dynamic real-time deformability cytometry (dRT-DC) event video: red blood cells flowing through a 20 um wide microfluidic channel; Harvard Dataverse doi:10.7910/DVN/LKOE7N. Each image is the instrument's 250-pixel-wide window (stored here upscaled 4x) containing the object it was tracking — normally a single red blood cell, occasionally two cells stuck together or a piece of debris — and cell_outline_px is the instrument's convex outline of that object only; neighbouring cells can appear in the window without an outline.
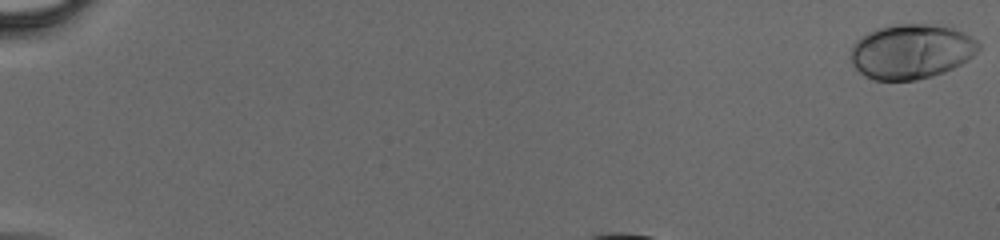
{"species": "human", "species_latin": "Homo sapiens", "temperature_condition": "cold", "stored_images_in_passage": 33, "camera_frame_rate_fps": 3000, "um_per_image_px": 0.085, "donor": {"sex": "male"}, "frame": {"image": 1, "passage_image": 1, "time_ms": 0.0, "image_size_px": [1000, 240], "cell_outline_px": [[980, 48], [968, 60], [944, 72], [932, 76], [916, 80], [872, 80], [864, 76], [852, 64], [852, 44], [856, 40], [868, 32], [876, 28], [896, 24], [924, 24], [952, 28], [976, 40], [980, 44]], "centroid_in_image_um": [77.43, 4.39], "position_along_channel_um": 7.6, "area_um2": 40.52}}
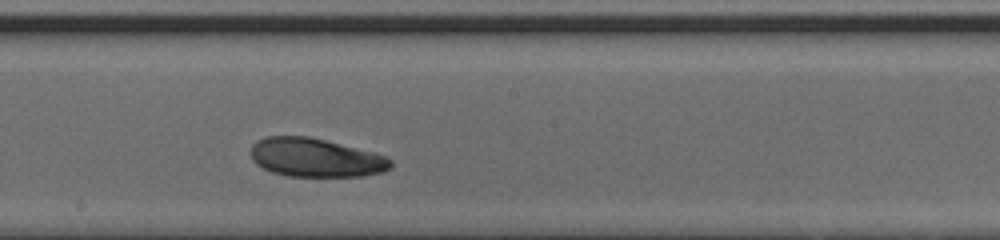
{"frame": {"image": 2, "passage_image": 21, "time_ms": 6.667, "image_size_px": [1000, 240], "cell_outline_px": [[392, 168], [384, 172], [364, 176], [288, 176], [272, 172], [256, 164], [252, 160], [252, 144], [256, 140], [264, 136], [308, 136], [372, 152], [384, 156], [392, 160]], "centroid_in_image_um": [26.82, 13.4], "position_along_channel_um": 221.4, "area_um2": 31.44}}
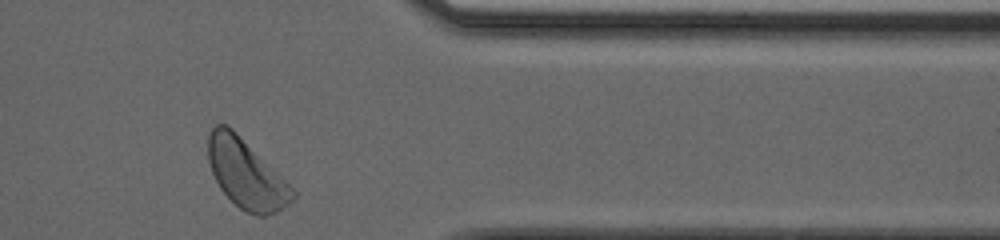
{"frame": {"image": 3, "passage_image": 33, "time_ms": 10.667, "image_size_px": [1000, 240], "cell_outline_px": [[296, 196], [288, 204], [276, 212], [264, 216], [256, 216], [240, 208], [220, 188], [212, 172], [208, 160], [208, 132], [216, 124], [228, 124], [296, 192]], "centroid_in_image_um": [20.89, 14.77], "position_along_channel_um": 390.5, "area_um2": 33.18}}